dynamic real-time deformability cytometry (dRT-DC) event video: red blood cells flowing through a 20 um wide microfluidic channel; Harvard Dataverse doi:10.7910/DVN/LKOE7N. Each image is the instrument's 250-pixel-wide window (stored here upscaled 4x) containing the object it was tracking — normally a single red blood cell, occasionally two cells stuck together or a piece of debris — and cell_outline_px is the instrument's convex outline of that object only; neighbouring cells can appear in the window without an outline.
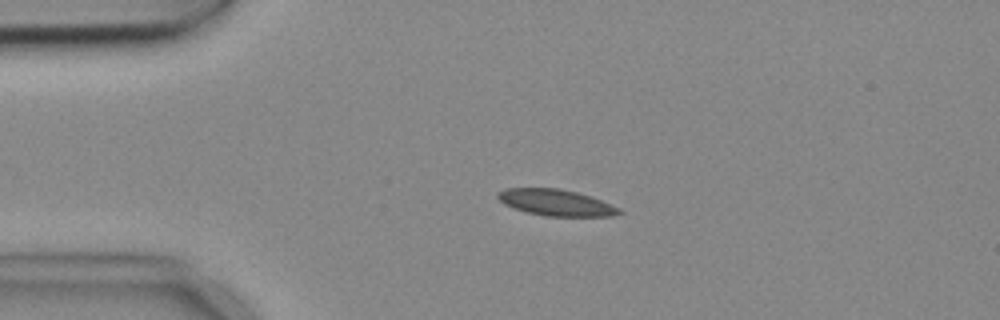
{"species": "common noctule bat (a hibernating species)", "species_latin": "Nyctalus noctula", "temperature_condition": "cold", "stored_images_in_passage": 5, "camera_frame_rate_fps": 3000, "um_per_image_px": 0.085, "animal": {"sex": "female", "body_mass_g": 18.4}, "frame": {"image": 1, "passage_image": 3, "time_ms": 0.667, "image_size_px": [1000, 320], "cell_outline_px": [[624, 212], [612, 216], [544, 216], [528, 212], [504, 204], [496, 196], [496, 192], [504, 188], [560, 188], [592, 196], [620, 208]], "centroid_in_image_um": [47.27, 17.21], "position_along_channel_um": 37.7, "area_um2": 18.67}}